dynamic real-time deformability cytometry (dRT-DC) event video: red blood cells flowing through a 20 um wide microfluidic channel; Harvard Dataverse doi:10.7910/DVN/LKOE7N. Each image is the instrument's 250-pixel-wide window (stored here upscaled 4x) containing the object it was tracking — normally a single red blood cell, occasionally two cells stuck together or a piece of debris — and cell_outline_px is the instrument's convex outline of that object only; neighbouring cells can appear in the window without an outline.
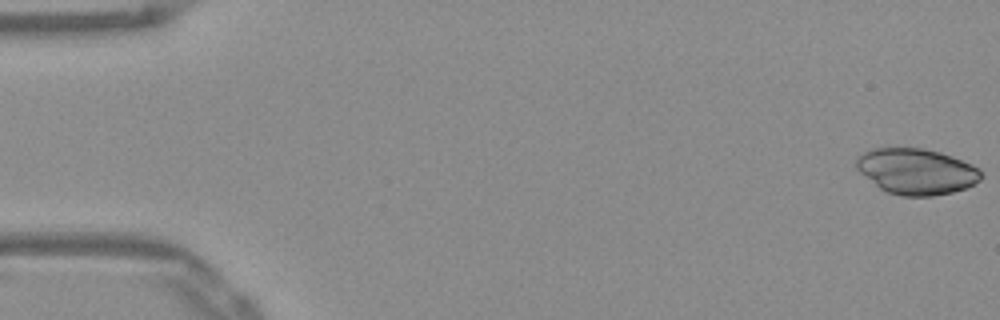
{"species": "Egyptian fruit bat (a non-hibernating species)", "species_latin": "Rousettus aegyptiacus", "temperature_condition": "warm", "stored_images_in_passage": 52, "camera_frame_rate_fps": 3000, "um_per_image_px": 0.085, "frame": {"image": 1, "passage_image": 1, "time_ms": 0.0, "image_size_px": [1000, 320], "cell_outline_px": [[984, 176], [980, 180], [968, 188], [952, 192], [932, 196], [900, 196], [888, 192], [880, 188], [860, 172], [856, 168], [856, 156], [872, 148], [924, 148], [940, 152], [952, 156], [972, 164], [980, 168]], "centroid_in_image_um": [77.93, 14.57], "position_along_channel_um": 7.1, "area_um2": 33.58}}
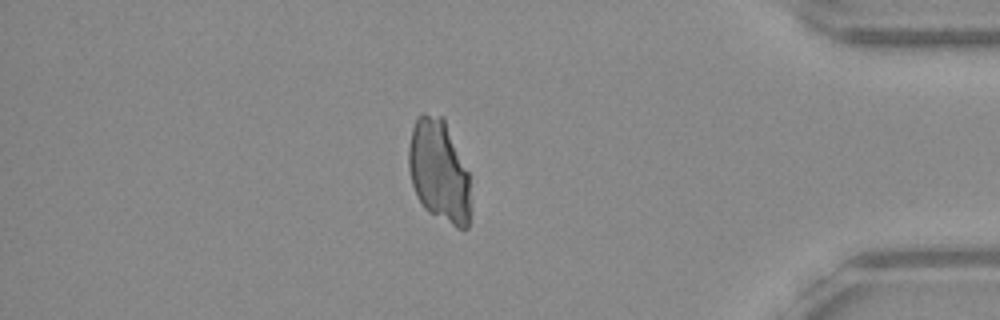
{"frame": {"image": 2, "passage_image": 45, "time_ms": 14.667, "image_size_px": [1000, 320], "cell_outline_px": [[468, 228], [464, 232], [456, 228], [428, 212], [424, 208], [416, 196], [412, 184], [408, 168], [408, 148], [412, 128], [416, 120], [424, 112], [444, 116], [468, 172]], "centroid_in_image_um": [37.28, 14.53], "position_along_channel_um": 397.9, "area_um2": 37.05}}
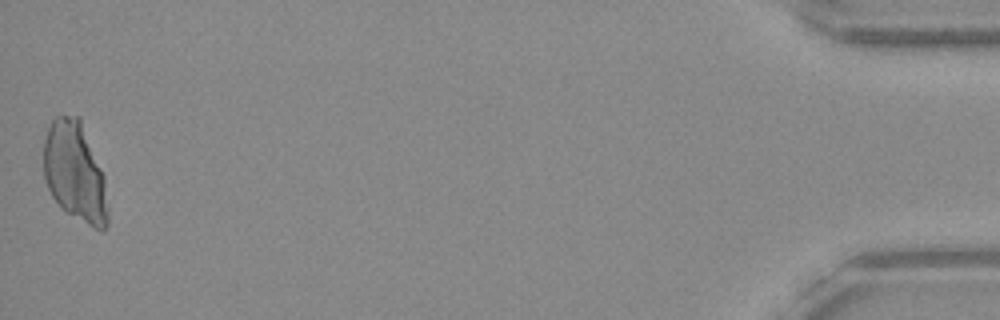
{"frame": {"image": 3, "passage_image": 52, "time_ms": 17.0, "image_size_px": [1000, 320], "cell_outline_px": [[108, 224], [104, 228], [92, 228], [60, 208], [52, 196], [44, 180], [44, 140], [48, 128], [52, 120], [56, 116], [80, 116], [104, 176], [108, 212]], "centroid_in_image_um": [6.36, 14.62], "position_along_channel_um": 428.8, "area_um2": 37.34}}